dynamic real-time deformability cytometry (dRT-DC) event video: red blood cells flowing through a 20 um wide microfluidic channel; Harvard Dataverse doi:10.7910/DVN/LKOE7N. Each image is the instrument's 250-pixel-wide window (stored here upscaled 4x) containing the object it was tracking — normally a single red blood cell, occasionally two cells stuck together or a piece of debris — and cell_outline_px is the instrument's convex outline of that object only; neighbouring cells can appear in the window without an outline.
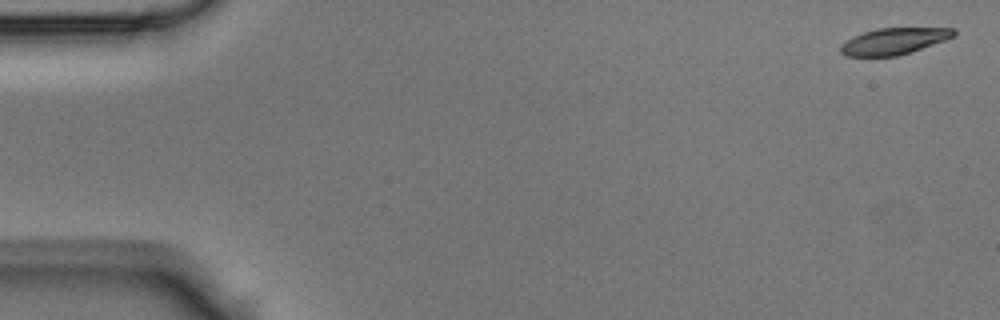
{"species": "Egyptian fruit bat (a non-hibernating species)", "species_latin": "Rousettus aegyptiacus", "temperature_condition": "room temperature", "stored_images_in_passage": 47, "camera_frame_rate_fps": 3000, "um_per_image_px": 0.085, "animal": {"sex": "male"}, "frame": {"image": 1, "passage_image": 1, "time_ms": 0.0, "image_size_px": [1000, 320], "cell_outline_px": [[956, 36], [896, 56], [844, 56], [840, 52], [840, 44], [852, 36], [876, 28], [956, 28]], "centroid_in_image_um": [75.94, 3.49], "position_along_channel_um": 9.1, "area_um2": 17.34}}
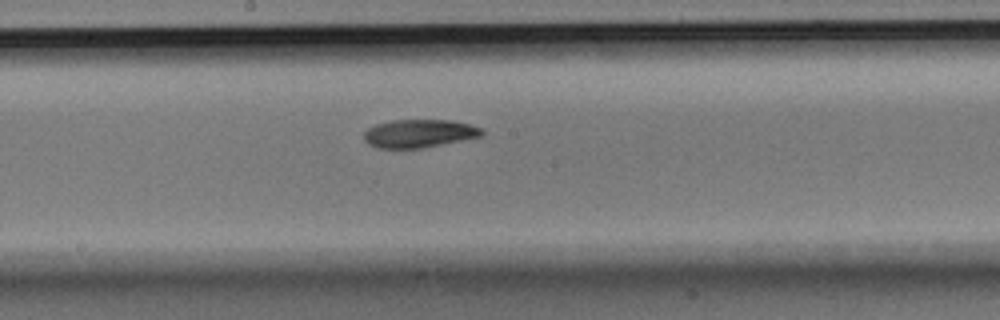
{"frame": {"image": 2, "passage_image": 25, "time_ms": 8.0, "image_size_px": [1000, 320], "cell_outline_px": [[484, 132], [480, 136], [424, 148], [376, 148], [368, 144], [364, 140], [364, 132], [368, 128], [376, 124], [392, 120], [452, 120], [468, 124], [480, 128]], "centroid_in_image_um": [35.58, 11.35], "position_along_channel_um": 212.6, "area_um2": 19.25}}
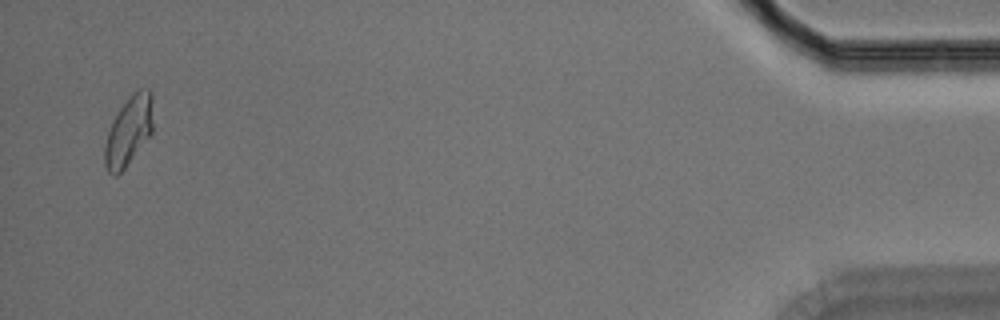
{"frame": {"image": 3, "passage_image": 46, "time_ms": 15.0, "image_size_px": [1000, 320], "cell_outline_px": [[152, 132], [124, 168], [116, 176], [112, 176], [108, 172], [104, 164], [104, 148], [108, 132], [112, 120], [128, 96], [132, 92], [140, 88], [148, 88], [152, 92]], "centroid_in_image_um": [10.93, 11.09], "position_along_channel_um": 424.3, "area_um2": 19.48}}